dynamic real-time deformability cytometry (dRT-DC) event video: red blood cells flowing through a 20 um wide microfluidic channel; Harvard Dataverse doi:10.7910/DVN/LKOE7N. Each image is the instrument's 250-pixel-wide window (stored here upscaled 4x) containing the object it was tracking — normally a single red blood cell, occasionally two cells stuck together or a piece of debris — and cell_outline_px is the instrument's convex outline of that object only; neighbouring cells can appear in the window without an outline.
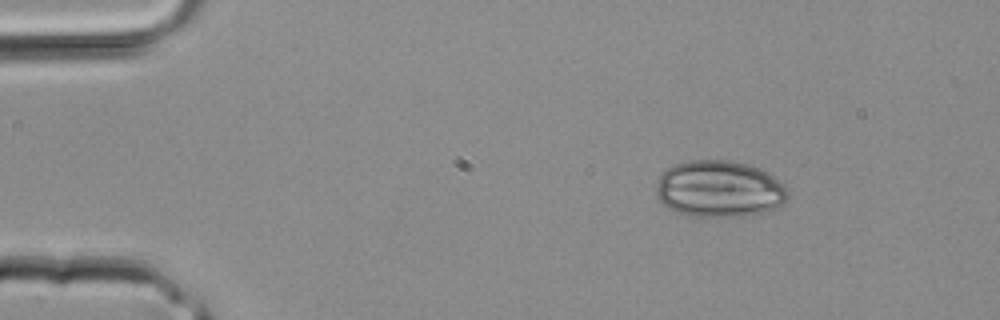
{"species": "common noctule bat (a hibernating species)", "species_latin": "Nyctalus noctula", "temperature_condition": "room temperature", "stored_images_in_passage": 3, "camera_frame_rate_fps": 3000, "um_per_image_px": 0.085, "animal": {"sex": "male", "body_mass_g": 20.4}, "frame": {"image": 1, "passage_image": 1, "time_ms": 0.0, "image_size_px": [1000, 320], "cell_outline_px": [[788, 196], [784, 204], [776, 208], [752, 216], [684, 216], [668, 208], [656, 196], [656, 184], [660, 176], [672, 164], [688, 160], [728, 160], [748, 164], [772, 176], [784, 184], [788, 192]], "centroid_in_image_um": [61.12, 16.07], "position_along_channel_um": 23.9, "area_um2": 43.75}}